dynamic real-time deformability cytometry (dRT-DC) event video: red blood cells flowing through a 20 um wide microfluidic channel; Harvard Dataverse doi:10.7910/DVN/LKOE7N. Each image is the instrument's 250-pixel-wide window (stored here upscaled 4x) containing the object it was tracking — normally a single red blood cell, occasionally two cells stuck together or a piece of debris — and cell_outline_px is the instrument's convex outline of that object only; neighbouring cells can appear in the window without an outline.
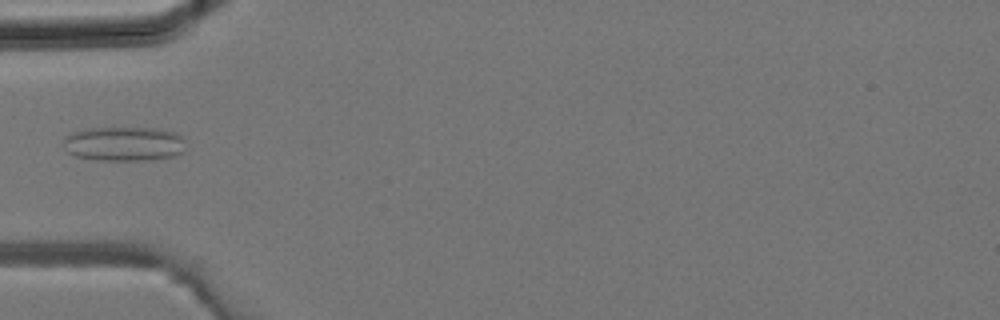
{"species": "common noctule bat (a hibernating species)", "species_latin": "Nyctalus noctula", "temperature_condition": "room temperature", "stored_images_in_passage": 35, "camera_frame_rate_fps": 3000, "um_per_image_px": 0.085, "animal": {"sex": "male", "body_mass_g": 19.2, "forearm_length_mm": 51.8}, "frame": {"image": 1, "passage_image": 11, "time_ms": 3.333, "image_size_px": [1000, 320], "cell_outline_px": [[184, 140], [180, 152], [172, 156], [148, 160], [100, 160], [76, 156], [68, 152], [64, 148], [64, 136], [72, 132], [84, 128], [156, 128], [176, 132]], "centroid_in_image_um": [10.48, 12.21], "position_along_channel_um": 74.5, "area_um2": 24.39}}
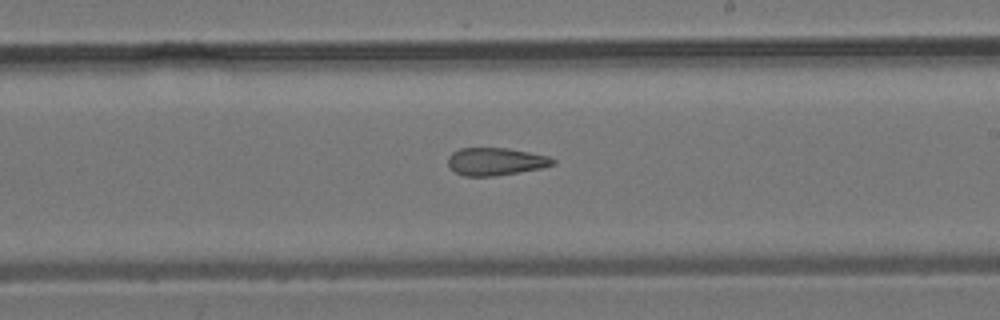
{"frame": {"image": 2, "passage_image": 20, "time_ms": 6.333, "image_size_px": [1000, 320], "cell_outline_px": [[556, 164], [540, 168], [492, 176], [464, 176], [456, 172], [448, 164], [448, 156], [452, 152], [460, 148], [508, 148], [548, 156], [556, 160]], "centroid_in_image_um": [42.12, 13.72], "position_along_channel_um": 246.9, "area_um2": 16.7}}
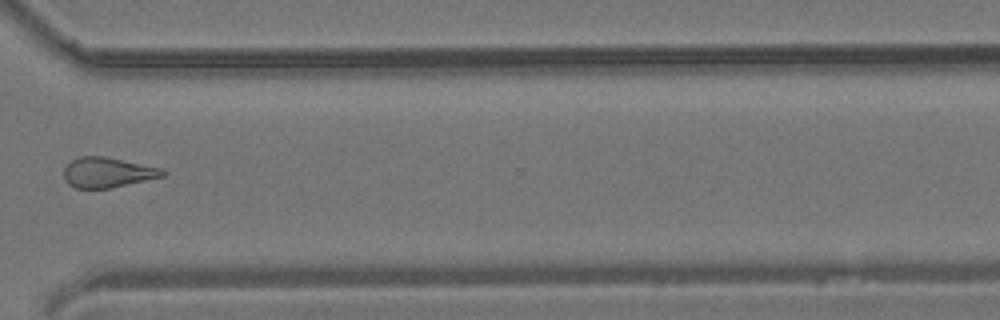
{"frame": {"image": 3, "passage_image": 26, "time_ms": 8.333, "image_size_px": [1000, 320], "cell_outline_px": [[168, 172], [164, 176], [112, 188], [76, 188], [68, 184], [64, 180], [64, 168], [72, 160], [80, 156], [104, 156], [164, 168]], "centroid_in_image_um": [9.17, 14.66], "position_along_channel_um": 361.4, "area_um2": 17.51}}